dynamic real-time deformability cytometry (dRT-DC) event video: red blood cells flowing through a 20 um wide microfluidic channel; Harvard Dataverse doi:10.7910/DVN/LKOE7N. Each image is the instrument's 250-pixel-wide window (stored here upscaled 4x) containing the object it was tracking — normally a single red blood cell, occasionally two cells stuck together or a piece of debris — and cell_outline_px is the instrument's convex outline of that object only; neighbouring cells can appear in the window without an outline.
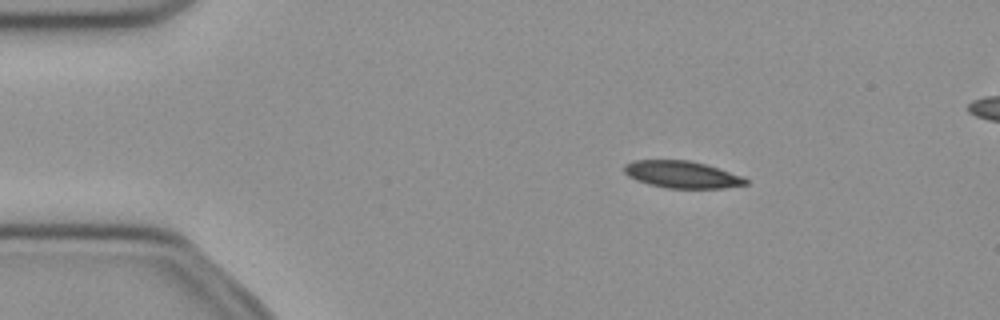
{"species": "common noctule bat (a hibernating species)", "species_latin": "Nyctalus noctula", "temperature_condition": "cold", "stored_images_in_passage": 49, "camera_frame_rate_fps": 3000, "um_per_image_px": 0.085, "animal": {"sex": "female", "body_mass_g": 21.9}, "frame": {"image": 1, "passage_image": 5, "time_ms": 1.333, "image_size_px": [1000, 320], "cell_outline_px": [[748, 184], [724, 188], [664, 188], [648, 184], [636, 180], [628, 176], [624, 172], [624, 164], [632, 160], [688, 160], [704, 164], [744, 176], [748, 180]], "centroid_in_image_um": [57.95, 14.84], "position_along_channel_um": 27.0, "area_um2": 19.25}}
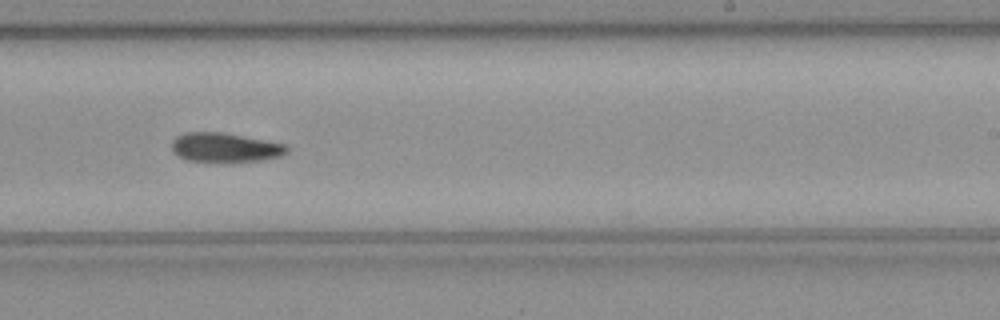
{"frame": {"image": 2, "passage_image": 28, "time_ms": 9.0, "image_size_px": [1000, 320], "cell_outline_px": [[288, 152], [280, 156], [264, 160], [188, 160], [172, 152], [172, 140], [176, 136], [188, 132], [224, 132], [288, 144]], "centroid_in_image_um": [19.16, 12.5], "position_along_channel_um": 269.8, "area_um2": 19.31}}
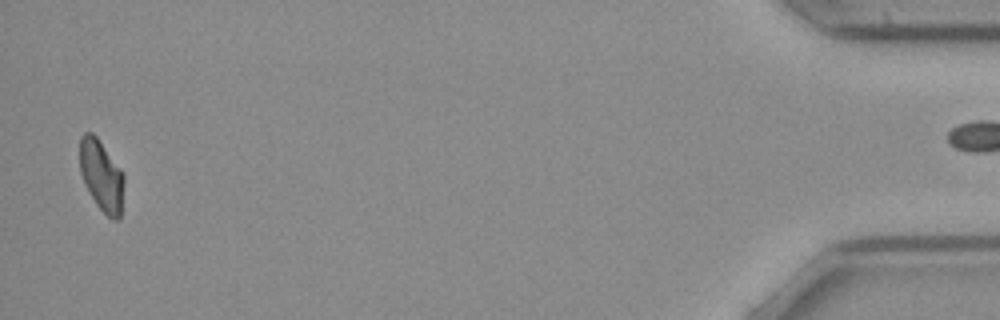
{"frame": {"image": 3, "passage_image": 47, "time_ms": 15.333, "image_size_px": [1000, 320], "cell_outline_px": [[124, 180], [120, 220], [112, 220], [96, 204], [84, 184], [80, 172], [80, 136], [84, 132], [92, 132], [96, 136], [120, 168], [124, 176]], "centroid_in_image_um": [8.62, 14.93], "position_along_channel_um": 426.6, "area_um2": 18.26}}